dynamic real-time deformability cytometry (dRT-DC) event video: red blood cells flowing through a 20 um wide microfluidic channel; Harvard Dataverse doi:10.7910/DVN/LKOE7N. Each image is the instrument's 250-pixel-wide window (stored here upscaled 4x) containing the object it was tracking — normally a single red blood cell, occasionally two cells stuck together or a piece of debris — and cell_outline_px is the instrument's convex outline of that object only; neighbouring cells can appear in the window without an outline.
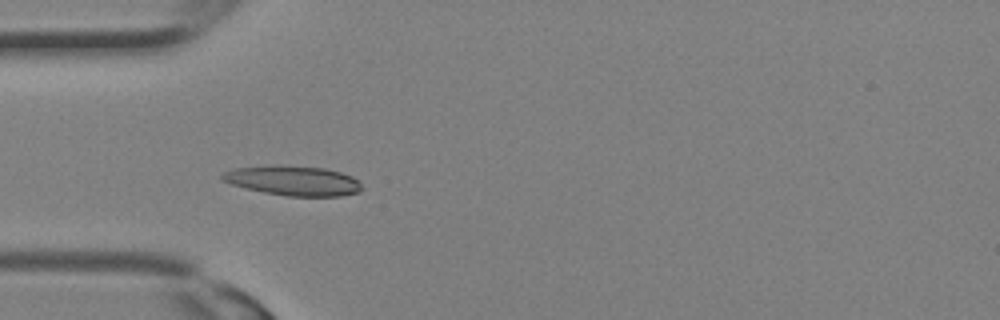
{"species": "Egyptian fruit bat (a non-hibernating species)", "species_latin": "Rousettus aegyptiacus", "temperature_condition": "room temperature", "stored_images_in_passage": 5, "camera_frame_rate_fps": 3000, "um_per_image_px": 0.085, "animal": {"sex": "female"}, "frame": {"image": 1, "passage_image": 3, "time_ms": 0.667, "image_size_px": [1000, 320], "cell_outline_px": [[364, 188], [360, 192], [340, 196], [288, 196], [264, 192], [232, 184], [220, 180], [220, 176], [224, 172], [232, 168], [272, 164], [280, 164], [324, 168], [340, 172], [352, 176], [360, 180]], "centroid_in_image_um": [24.94, 15.34], "position_along_channel_um": 60.1, "area_um2": 24.62}}
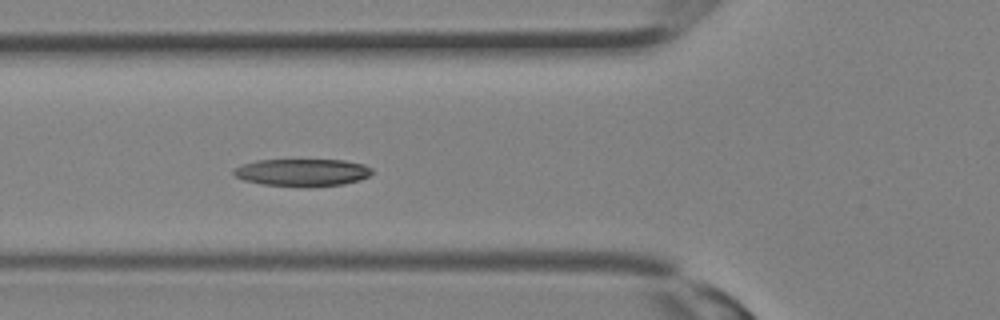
{"frame": {"image": 2, "passage_image": 5, "time_ms": 1.333, "image_size_px": [1000, 320], "cell_outline_px": [[372, 172], [368, 176], [360, 180], [344, 184], [308, 188], [260, 184], [244, 180], [236, 176], [232, 172], [236, 168], [244, 164], [256, 160], [344, 160], [364, 164], [372, 168]], "centroid_in_image_um": [25.72, 14.67], "position_along_channel_um": 100.1, "area_um2": 22.31}}